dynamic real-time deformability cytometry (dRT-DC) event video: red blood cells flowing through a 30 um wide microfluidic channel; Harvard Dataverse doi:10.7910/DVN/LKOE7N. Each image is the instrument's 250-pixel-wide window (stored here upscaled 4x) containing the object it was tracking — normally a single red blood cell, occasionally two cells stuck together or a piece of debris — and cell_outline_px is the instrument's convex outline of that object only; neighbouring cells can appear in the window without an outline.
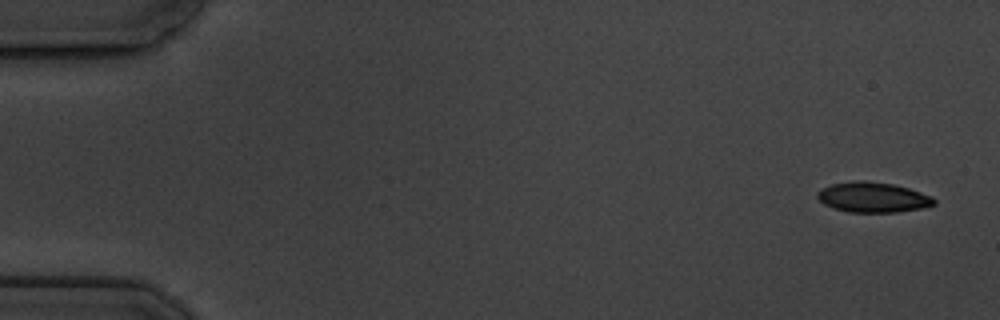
{"species": "common noctule bat (a hibernating species)", "species_latin": "Nyctalus noctula", "temperature_condition": "cold", "stored_images_in_passage": 5, "camera_frame_rate_fps": 3000, "um_per_image_px": 0.085, "animal": {"sex": "male", "body_mass_g": 19.5, "forearm_length_mm": 54.6}, "frame": {"image": 1, "passage_image": 1, "time_ms": 0.0, "image_size_px": [1000, 320], "cell_outline_px": [[936, 204], [920, 208], [900, 212], [848, 212], [832, 208], [824, 204], [816, 196], [816, 192], [832, 184], [856, 180], [864, 180], [892, 184], [908, 188], [932, 196], [936, 200]], "centroid_in_image_um": [74.19, 16.77], "position_along_channel_um": 10.8, "area_um2": 20.52}}
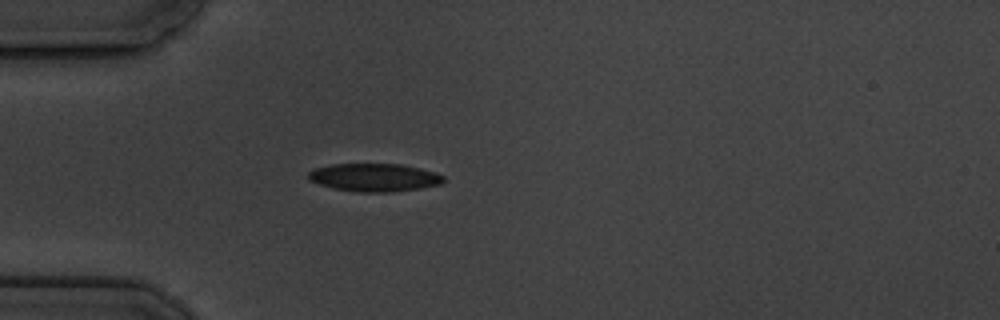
{"frame": {"image": 2, "passage_image": 5, "time_ms": 4.667, "image_size_px": [1000, 320], "cell_outline_px": [[444, 180], [440, 184], [420, 188], [388, 192], [356, 192], [332, 188], [308, 180], [308, 172], [312, 168], [332, 164], [400, 164], [420, 168], [436, 172], [444, 176]], "centroid_in_image_um": [31.78, 15.08], "position_along_channel_um": 53.2, "area_um2": 22.14}}